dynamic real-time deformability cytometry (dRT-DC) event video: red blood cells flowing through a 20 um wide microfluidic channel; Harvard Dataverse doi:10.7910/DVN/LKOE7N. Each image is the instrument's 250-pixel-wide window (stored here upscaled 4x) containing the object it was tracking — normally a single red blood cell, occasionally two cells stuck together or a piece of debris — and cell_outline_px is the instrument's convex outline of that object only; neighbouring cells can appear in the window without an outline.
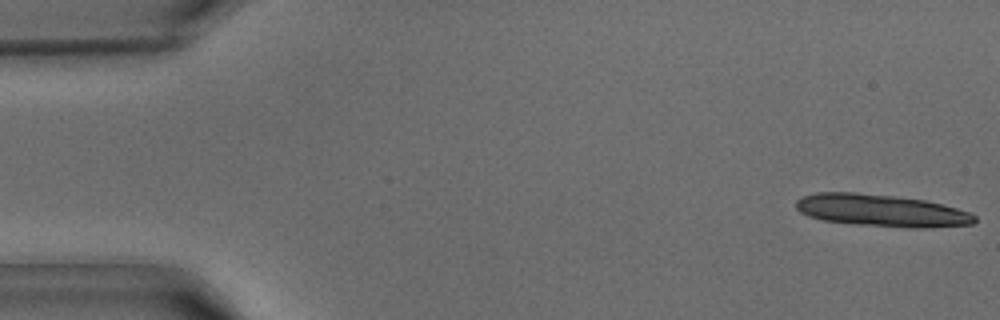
{"species": "common noctule bat (a hibernating species)", "species_latin": "Nyctalus noctula", "temperature_condition": "warm", "stored_images_in_passage": 6, "camera_frame_rate_fps": 3000, "um_per_image_px": 0.085, "animal": {"sex": "male", "body_mass_g": 15.6}, "frame": {"image": 1, "passage_image": 1, "time_ms": 0.0, "image_size_px": [1000, 320], "cell_outline_px": [[976, 220], [972, 224], [928, 228], [908, 228], [856, 224], [824, 220], [808, 216], [800, 212], [796, 208], [796, 200], [804, 196], [816, 192], [856, 192], [896, 196], [924, 200], [956, 208], [968, 212], [976, 216]], "centroid_in_image_um": [74.9, 17.89], "position_along_channel_um": 10.1, "area_um2": 33.47}}